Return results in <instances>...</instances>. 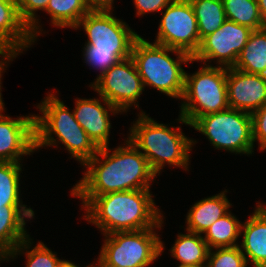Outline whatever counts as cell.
Wrapping results in <instances>:
<instances>
[{
    "label": "cell",
    "mask_w": 266,
    "mask_h": 267,
    "mask_svg": "<svg viewBox=\"0 0 266 267\" xmlns=\"http://www.w3.org/2000/svg\"><path fill=\"white\" fill-rule=\"evenodd\" d=\"M253 142H259L260 150L266 149V103L251 113Z\"/></svg>",
    "instance_id": "31"
},
{
    "label": "cell",
    "mask_w": 266,
    "mask_h": 267,
    "mask_svg": "<svg viewBox=\"0 0 266 267\" xmlns=\"http://www.w3.org/2000/svg\"><path fill=\"white\" fill-rule=\"evenodd\" d=\"M253 30L226 19L220 28L204 37L192 57L193 61L217 60L220 67H234Z\"/></svg>",
    "instance_id": "12"
},
{
    "label": "cell",
    "mask_w": 266,
    "mask_h": 267,
    "mask_svg": "<svg viewBox=\"0 0 266 267\" xmlns=\"http://www.w3.org/2000/svg\"><path fill=\"white\" fill-rule=\"evenodd\" d=\"M75 197L82 199L84 219L96 225L103 235L162 227L163 216L150 189Z\"/></svg>",
    "instance_id": "2"
},
{
    "label": "cell",
    "mask_w": 266,
    "mask_h": 267,
    "mask_svg": "<svg viewBox=\"0 0 266 267\" xmlns=\"http://www.w3.org/2000/svg\"><path fill=\"white\" fill-rule=\"evenodd\" d=\"M88 39L84 50L103 52H131L139 36L125 22L112 16V10H91L79 21Z\"/></svg>",
    "instance_id": "9"
},
{
    "label": "cell",
    "mask_w": 266,
    "mask_h": 267,
    "mask_svg": "<svg viewBox=\"0 0 266 267\" xmlns=\"http://www.w3.org/2000/svg\"><path fill=\"white\" fill-rule=\"evenodd\" d=\"M227 68L206 64L196 73H185L180 116L178 121L186 125L199 117L227 110Z\"/></svg>",
    "instance_id": "6"
},
{
    "label": "cell",
    "mask_w": 266,
    "mask_h": 267,
    "mask_svg": "<svg viewBox=\"0 0 266 267\" xmlns=\"http://www.w3.org/2000/svg\"><path fill=\"white\" fill-rule=\"evenodd\" d=\"M105 108L99 99H77L76 107L73 110L75 119L85 130L90 139L99 147L109 146V133L111 128L110 113H119L120 111L112 106L104 98L100 97ZM108 109V110H106Z\"/></svg>",
    "instance_id": "15"
},
{
    "label": "cell",
    "mask_w": 266,
    "mask_h": 267,
    "mask_svg": "<svg viewBox=\"0 0 266 267\" xmlns=\"http://www.w3.org/2000/svg\"><path fill=\"white\" fill-rule=\"evenodd\" d=\"M173 0H134L136 15L157 12L165 9Z\"/></svg>",
    "instance_id": "32"
},
{
    "label": "cell",
    "mask_w": 266,
    "mask_h": 267,
    "mask_svg": "<svg viewBox=\"0 0 266 267\" xmlns=\"http://www.w3.org/2000/svg\"><path fill=\"white\" fill-rule=\"evenodd\" d=\"M19 17L22 22L28 27L33 40L37 39L38 33L41 34L40 26H38V19L36 18V11H45L50 0H15ZM38 30V31H37ZM37 34V35H36Z\"/></svg>",
    "instance_id": "29"
},
{
    "label": "cell",
    "mask_w": 266,
    "mask_h": 267,
    "mask_svg": "<svg viewBox=\"0 0 266 267\" xmlns=\"http://www.w3.org/2000/svg\"><path fill=\"white\" fill-rule=\"evenodd\" d=\"M125 145L115 148L111 154L108 146L99 148L97 154L83 165L88 170L72 188L71 195L98 196L149 189L157 174L146 157L128 139Z\"/></svg>",
    "instance_id": "1"
},
{
    "label": "cell",
    "mask_w": 266,
    "mask_h": 267,
    "mask_svg": "<svg viewBox=\"0 0 266 267\" xmlns=\"http://www.w3.org/2000/svg\"><path fill=\"white\" fill-rule=\"evenodd\" d=\"M257 204L252 216L241 226L243 240L239 247L247 264L250 261L254 267H266V207Z\"/></svg>",
    "instance_id": "17"
},
{
    "label": "cell",
    "mask_w": 266,
    "mask_h": 267,
    "mask_svg": "<svg viewBox=\"0 0 266 267\" xmlns=\"http://www.w3.org/2000/svg\"><path fill=\"white\" fill-rule=\"evenodd\" d=\"M35 41L19 17L15 0H0V50L15 55Z\"/></svg>",
    "instance_id": "16"
},
{
    "label": "cell",
    "mask_w": 266,
    "mask_h": 267,
    "mask_svg": "<svg viewBox=\"0 0 266 267\" xmlns=\"http://www.w3.org/2000/svg\"><path fill=\"white\" fill-rule=\"evenodd\" d=\"M209 249L206 267H246L247 262L239 246Z\"/></svg>",
    "instance_id": "28"
},
{
    "label": "cell",
    "mask_w": 266,
    "mask_h": 267,
    "mask_svg": "<svg viewBox=\"0 0 266 267\" xmlns=\"http://www.w3.org/2000/svg\"><path fill=\"white\" fill-rule=\"evenodd\" d=\"M187 233L178 234L170 249L171 255L180 261V265L206 266L209 253L207 242L200 234L190 231Z\"/></svg>",
    "instance_id": "20"
},
{
    "label": "cell",
    "mask_w": 266,
    "mask_h": 267,
    "mask_svg": "<svg viewBox=\"0 0 266 267\" xmlns=\"http://www.w3.org/2000/svg\"><path fill=\"white\" fill-rule=\"evenodd\" d=\"M225 192L197 201L186 216L185 230L202 235L216 220L227 214L231 204Z\"/></svg>",
    "instance_id": "19"
},
{
    "label": "cell",
    "mask_w": 266,
    "mask_h": 267,
    "mask_svg": "<svg viewBox=\"0 0 266 267\" xmlns=\"http://www.w3.org/2000/svg\"><path fill=\"white\" fill-rule=\"evenodd\" d=\"M95 80L89 86L120 113L132 104L139 107L136 102L145 87L131 56L118 61Z\"/></svg>",
    "instance_id": "10"
},
{
    "label": "cell",
    "mask_w": 266,
    "mask_h": 267,
    "mask_svg": "<svg viewBox=\"0 0 266 267\" xmlns=\"http://www.w3.org/2000/svg\"><path fill=\"white\" fill-rule=\"evenodd\" d=\"M32 239L27 237L24 239L7 257L13 259L16 255L26 253L27 262L26 267H60L64 260L59 259L56 253H53L43 242H38L33 249H30ZM28 248V249H27ZM22 250V251H21ZM26 252H24V251ZM21 252V253H20ZM24 252V253H23Z\"/></svg>",
    "instance_id": "27"
},
{
    "label": "cell",
    "mask_w": 266,
    "mask_h": 267,
    "mask_svg": "<svg viewBox=\"0 0 266 267\" xmlns=\"http://www.w3.org/2000/svg\"><path fill=\"white\" fill-rule=\"evenodd\" d=\"M43 100L37 105L43 115L34 116L35 150L56 145L60 141L71 157L84 165L97 154L99 147L79 125L74 112H70L55 94L50 93ZM52 133L58 137V141Z\"/></svg>",
    "instance_id": "3"
},
{
    "label": "cell",
    "mask_w": 266,
    "mask_h": 267,
    "mask_svg": "<svg viewBox=\"0 0 266 267\" xmlns=\"http://www.w3.org/2000/svg\"><path fill=\"white\" fill-rule=\"evenodd\" d=\"M178 267H206V266H198V265H179Z\"/></svg>",
    "instance_id": "38"
},
{
    "label": "cell",
    "mask_w": 266,
    "mask_h": 267,
    "mask_svg": "<svg viewBox=\"0 0 266 267\" xmlns=\"http://www.w3.org/2000/svg\"><path fill=\"white\" fill-rule=\"evenodd\" d=\"M226 19L252 30L265 28L257 0H222Z\"/></svg>",
    "instance_id": "25"
},
{
    "label": "cell",
    "mask_w": 266,
    "mask_h": 267,
    "mask_svg": "<svg viewBox=\"0 0 266 267\" xmlns=\"http://www.w3.org/2000/svg\"><path fill=\"white\" fill-rule=\"evenodd\" d=\"M60 267H79L76 264L70 262L69 260H64L63 263L60 265ZM85 267H93V265H88Z\"/></svg>",
    "instance_id": "36"
},
{
    "label": "cell",
    "mask_w": 266,
    "mask_h": 267,
    "mask_svg": "<svg viewBox=\"0 0 266 267\" xmlns=\"http://www.w3.org/2000/svg\"><path fill=\"white\" fill-rule=\"evenodd\" d=\"M240 222L230 211L216 220L203 236L209 249L239 246L236 240L241 236Z\"/></svg>",
    "instance_id": "22"
},
{
    "label": "cell",
    "mask_w": 266,
    "mask_h": 267,
    "mask_svg": "<svg viewBox=\"0 0 266 267\" xmlns=\"http://www.w3.org/2000/svg\"><path fill=\"white\" fill-rule=\"evenodd\" d=\"M1 55H2V59L0 61V109H3L4 108V102L2 100L3 98L1 97V91H2L1 90V77H2V74L1 73H3V71L5 69L4 65L7 66L8 64H6V63L12 61L13 58L17 57V55H15V54H13L11 52L5 51V50H0V56Z\"/></svg>",
    "instance_id": "33"
},
{
    "label": "cell",
    "mask_w": 266,
    "mask_h": 267,
    "mask_svg": "<svg viewBox=\"0 0 266 267\" xmlns=\"http://www.w3.org/2000/svg\"><path fill=\"white\" fill-rule=\"evenodd\" d=\"M259 77H261L263 79V81L266 83V67L264 70H262L259 74Z\"/></svg>",
    "instance_id": "37"
},
{
    "label": "cell",
    "mask_w": 266,
    "mask_h": 267,
    "mask_svg": "<svg viewBox=\"0 0 266 267\" xmlns=\"http://www.w3.org/2000/svg\"><path fill=\"white\" fill-rule=\"evenodd\" d=\"M0 109V162L20 163L21 157L35 151L34 116L12 119Z\"/></svg>",
    "instance_id": "13"
},
{
    "label": "cell",
    "mask_w": 266,
    "mask_h": 267,
    "mask_svg": "<svg viewBox=\"0 0 266 267\" xmlns=\"http://www.w3.org/2000/svg\"><path fill=\"white\" fill-rule=\"evenodd\" d=\"M90 11L87 0H50L45 10L51 16L53 26L73 29Z\"/></svg>",
    "instance_id": "23"
},
{
    "label": "cell",
    "mask_w": 266,
    "mask_h": 267,
    "mask_svg": "<svg viewBox=\"0 0 266 267\" xmlns=\"http://www.w3.org/2000/svg\"><path fill=\"white\" fill-rule=\"evenodd\" d=\"M226 85L232 109L253 113L266 103V83L257 74L227 68Z\"/></svg>",
    "instance_id": "14"
},
{
    "label": "cell",
    "mask_w": 266,
    "mask_h": 267,
    "mask_svg": "<svg viewBox=\"0 0 266 267\" xmlns=\"http://www.w3.org/2000/svg\"><path fill=\"white\" fill-rule=\"evenodd\" d=\"M168 52L175 53L177 59L171 58ZM131 57L144 87H154L171 98H182L186 72L181 64L193 62L189 54L150 43L139 35L133 43Z\"/></svg>",
    "instance_id": "5"
},
{
    "label": "cell",
    "mask_w": 266,
    "mask_h": 267,
    "mask_svg": "<svg viewBox=\"0 0 266 267\" xmlns=\"http://www.w3.org/2000/svg\"><path fill=\"white\" fill-rule=\"evenodd\" d=\"M155 228L105 235L98 260L106 267H147L164 250Z\"/></svg>",
    "instance_id": "7"
},
{
    "label": "cell",
    "mask_w": 266,
    "mask_h": 267,
    "mask_svg": "<svg viewBox=\"0 0 266 267\" xmlns=\"http://www.w3.org/2000/svg\"><path fill=\"white\" fill-rule=\"evenodd\" d=\"M98 263H99V264H98ZM97 264H98L97 266L94 265L93 267H106V266H104L99 260H98Z\"/></svg>",
    "instance_id": "39"
},
{
    "label": "cell",
    "mask_w": 266,
    "mask_h": 267,
    "mask_svg": "<svg viewBox=\"0 0 266 267\" xmlns=\"http://www.w3.org/2000/svg\"><path fill=\"white\" fill-rule=\"evenodd\" d=\"M197 19L200 42L226 21L222 0H189Z\"/></svg>",
    "instance_id": "24"
},
{
    "label": "cell",
    "mask_w": 266,
    "mask_h": 267,
    "mask_svg": "<svg viewBox=\"0 0 266 267\" xmlns=\"http://www.w3.org/2000/svg\"><path fill=\"white\" fill-rule=\"evenodd\" d=\"M114 0H87L91 10H112Z\"/></svg>",
    "instance_id": "34"
},
{
    "label": "cell",
    "mask_w": 266,
    "mask_h": 267,
    "mask_svg": "<svg viewBox=\"0 0 266 267\" xmlns=\"http://www.w3.org/2000/svg\"><path fill=\"white\" fill-rule=\"evenodd\" d=\"M2 258H3V261L6 260V257L4 255L0 254V261L2 260Z\"/></svg>",
    "instance_id": "40"
},
{
    "label": "cell",
    "mask_w": 266,
    "mask_h": 267,
    "mask_svg": "<svg viewBox=\"0 0 266 267\" xmlns=\"http://www.w3.org/2000/svg\"><path fill=\"white\" fill-rule=\"evenodd\" d=\"M84 59L89 66L96 69H100V73L97 78L102 75L111 66L116 64L118 61L126 59L131 56V52H103L84 50Z\"/></svg>",
    "instance_id": "30"
},
{
    "label": "cell",
    "mask_w": 266,
    "mask_h": 267,
    "mask_svg": "<svg viewBox=\"0 0 266 267\" xmlns=\"http://www.w3.org/2000/svg\"><path fill=\"white\" fill-rule=\"evenodd\" d=\"M263 25L266 28V0H257Z\"/></svg>",
    "instance_id": "35"
},
{
    "label": "cell",
    "mask_w": 266,
    "mask_h": 267,
    "mask_svg": "<svg viewBox=\"0 0 266 267\" xmlns=\"http://www.w3.org/2000/svg\"><path fill=\"white\" fill-rule=\"evenodd\" d=\"M139 118L130 128L127 138L146 157L152 170L157 174L167 163L169 166L188 170L189 151L195 142L187 138L178 126L169 128L157 123L145 112L140 111Z\"/></svg>",
    "instance_id": "4"
},
{
    "label": "cell",
    "mask_w": 266,
    "mask_h": 267,
    "mask_svg": "<svg viewBox=\"0 0 266 267\" xmlns=\"http://www.w3.org/2000/svg\"><path fill=\"white\" fill-rule=\"evenodd\" d=\"M266 67V28L253 30L233 68L259 74Z\"/></svg>",
    "instance_id": "21"
},
{
    "label": "cell",
    "mask_w": 266,
    "mask_h": 267,
    "mask_svg": "<svg viewBox=\"0 0 266 267\" xmlns=\"http://www.w3.org/2000/svg\"><path fill=\"white\" fill-rule=\"evenodd\" d=\"M34 211L26 206L0 207V254L7 257L24 239L29 237L25 218L32 219Z\"/></svg>",
    "instance_id": "18"
},
{
    "label": "cell",
    "mask_w": 266,
    "mask_h": 267,
    "mask_svg": "<svg viewBox=\"0 0 266 267\" xmlns=\"http://www.w3.org/2000/svg\"><path fill=\"white\" fill-rule=\"evenodd\" d=\"M155 43L195 55L200 46L197 19L189 0H173L162 12Z\"/></svg>",
    "instance_id": "11"
},
{
    "label": "cell",
    "mask_w": 266,
    "mask_h": 267,
    "mask_svg": "<svg viewBox=\"0 0 266 267\" xmlns=\"http://www.w3.org/2000/svg\"><path fill=\"white\" fill-rule=\"evenodd\" d=\"M22 164L0 162V207L26 206L20 200V171Z\"/></svg>",
    "instance_id": "26"
},
{
    "label": "cell",
    "mask_w": 266,
    "mask_h": 267,
    "mask_svg": "<svg viewBox=\"0 0 266 267\" xmlns=\"http://www.w3.org/2000/svg\"><path fill=\"white\" fill-rule=\"evenodd\" d=\"M191 127L205 135L216 149L253 153L251 113L228 108L197 118Z\"/></svg>",
    "instance_id": "8"
}]
</instances>
